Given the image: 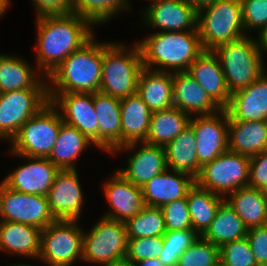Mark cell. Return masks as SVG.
Here are the masks:
<instances>
[{"label": "cell", "instance_id": "cell-1", "mask_svg": "<svg viewBox=\"0 0 267 266\" xmlns=\"http://www.w3.org/2000/svg\"><path fill=\"white\" fill-rule=\"evenodd\" d=\"M36 67L47 77L66 57L80 49L94 35L93 25L77 14L36 18ZM42 70V71H41Z\"/></svg>", "mask_w": 267, "mask_h": 266}, {"label": "cell", "instance_id": "cell-2", "mask_svg": "<svg viewBox=\"0 0 267 266\" xmlns=\"http://www.w3.org/2000/svg\"><path fill=\"white\" fill-rule=\"evenodd\" d=\"M143 66L161 72H186L204 51L198 31H166L139 41ZM153 66V67H152ZM160 66V67H159Z\"/></svg>", "mask_w": 267, "mask_h": 266}, {"label": "cell", "instance_id": "cell-3", "mask_svg": "<svg viewBox=\"0 0 267 266\" xmlns=\"http://www.w3.org/2000/svg\"><path fill=\"white\" fill-rule=\"evenodd\" d=\"M94 36L71 53L48 76V93H95L102 78L103 42Z\"/></svg>", "mask_w": 267, "mask_h": 266}, {"label": "cell", "instance_id": "cell-4", "mask_svg": "<svg viewBox=\"0 0 267 266\" xmlns=\"http://www.w3.org/2000/svg\"><path fill=\"white\" fill-rule=\"evenodd\" d=\"M132 47L103 43L100 92L119 99L137 93L138 78L144 66L140 46L137 43Z\"/></svg>", "mask_w": 267, "mask_h": 266}, {"label": "cell", "instance_id": "cell-5", "mask_svg": "<svg viewBox=\"0 0 267 266\" xmlns=\"http://www.w3.org/2000/svg\"><path fill=\"white\" fill-rule=\"evenodd\" d=\"M213 52L221 62L230 94L246 88L265 72L264 53L250 35L221 44Z\"/></svg>", "mask_w": 267, "mask_h": 266}, {"label": "cell", "instance_id": "cell-6", "mask_svg": "<svg viewBox=\"0 0 267 266\" xmlns=\"http://www.w3.org/2000/svg\"><path fill=\"white\" fill-rule=\"evenodd\" d=\"M197 29L204 51L246 36L240 0H216L198 9Z\"/></svg>", "mask_w": 267, "mask_h": 266}, {"label": "cell", "instance_id": "cell-7", "mask_svg": "<svg viewBox=\"0 0 267 266\" xmlns=\"http://www.w3.org/2000/svg\"><path fill=\"white\" fill-rule=\"evenodd\" d=\"M63 120L51 102L23 124L10 142L12 154L47 158L55 145Z\"/></svg>", "mask_w": 267, "mask_h": 266}, {"label": "cell", "instance_id": "cell-8", "mask_svg": "<svg viewBox=\"0 0 267 266\" xmlns=\"http://www.w3.org/2000/svg\"><path fill=\"white\" fill-rule=\"evenodd\" d=\"M249 173L250 157L227 150L205 164L195 181L199 187L227 198L248 186Z\"/></svg>", "mask_w": 267, "mask_h": 266}, {"label": "cell", "instance_id": "cell-9", "mask_svg": "<svg viewBox=\"0 0 267 266\" xmlns=\"http://www.w3.org/2000/svg\"><path fill=\"white\" fill-rule=\"evenodd\" d=\"M127 245L126 224L102 217L83 233L82 260L104 266L125 259Z\"/></svg>", "mask_w": 267, "mask_h": 266}, {"label": "cell", "instance_id": "cell-10", "mask_svg": "<svg viewBox=\"0 0 267 266\" xmlns=\"http://www.w3.org/2000/svg\"><path fill=\"white\" fill-rule=\"evenodd\" d=\"M83 233L78 220L54 221L41 230L38 258L49 266H71L82 259Z\"/></svg>", "mask_w": 267, "mask_h": 266}, {"label": "cell", "instance_id": "cell-11", "mask_svg": "<svg viewBox=\"0 0 267 266\" xmlns=\"http://www.w3.org/2000/svg\"><path fill=\"white\" fill-rule=\"evenodd\" d=\"M49 102L48 89L0 93V139L11 141L20 127Z\"/></svg>", "mask_w": 267, "mask_h": 266}, {"label": "cell", "instance_id": "cell-12", "mask_svg": "<svg viewBox=\"0 0 267 266\" xmlns=\"http://www.w3.org/2000/svg\"><path fill=\"white\" fill-rule=\"evenodd\" d=\"M0 221L24 223L40 229L56 221L47 196L20 193L0 183Z\"/></svg>", "mask_w": 267, "mask_h": 266}, {"label": "cell", "instance_id": "cell-13", "mask_svg": "<svg viewBox=\"0 0 267 266\" xmlns=\"http://www.w3.org/2000/svg\"><path fill=\"white\" fill-rule=\"evenodd\" d=\"M190 118L196 137L199 165L203 167L228 150L229 115L226 109L209 115Z\"/></svg>", "mask_w": 267, "mask_h": 266}, {"label": "cell", "instance_id": "cell-14", "mask_svg": "<svg viewBox=\"0 0 267 266\" xmlns=\"http://www.w3.org/2000/svg\"><path fill=\"white\" fill-rule=\"evenodd\" d=\"M48 95L50 102L61 109L63 122L77 128L98 147L99 121L94 109L93 93L66 92Z\"/></svg>", "mask_w": 267, "mask_h": 266}, {"label": "cell", "instance_id": "cell-15", "mask_svg": "<svg viewBox=\"0 0 267 266\" xmlns=\"http://www.w3.org/2000/svg\"><path fill=\"white\" fill-rule=\"evenodd\" d=\"M142 12L145 25L159 32L198 31V10L187 0H154Z\"/></svg>", "mask_w": 267, "mask_h": 266}, {"label": "cell", "instance_id": "cell-16", "mask_svg": "<svg viewBox=\"0 0 267 266\" xmlns=\"http://www.w3.org/2000/svg\"><path fill=\"white\" fill-rule=\"evenodd\" d=\"M138 144L140 142L120 146L112 154L121 150H133V155L128 156L127 167L118 172L134 185L142 188L153 177L167 169L166 151L163 146L150 145L145 142H141L140 149H137Z\"/></svg>", "mask_w": 267, "mask_h": 266}, {"label": "cell", "instance_id": "cell-17", "mask_svg": "<svg viewBox=\"0 0 267 266\" xmlns=\"http://www.w3.org/2000/svg\"><path fill=\"white\" fill-rule=\"evenodd\" d=\"M77 169L59 170L47 195L56 220H78L83 206V192Z\"/></svg>", "mask_w": 267, "mask_h": 266}, {"label": "cell", "instance_id": "cell-18", "mask_svg": "<svg viewBox=\"0 0 267 266\" xmlns=\"http://www.w3.org/2000/svg\"><path fill=\"white\" fill-rule=\"evenodd\" d=\"M22 157L30 160L28 164L18 166L2 182L20 193L47 196L59 169L48 158Z\"/></svg>", "mask_w": 267, "mask_h": 266}, {"label": "cell", "instance_id": "cell-19", "mask_svg": "<svg viewBox=\"0 0 267 266\" xmlns=\"http://www.w3.org/2000/svg\"><path fill=\"white\" fill-rule=\"evenodd\" d=\"M103 186L111 208L103 217L126 223L145 207L142 188L118 171Z\"/></svg>", "mask_w": 267, "mask_h": 266}, {"label": "cell", "instance_id": "cell-20", "mask_svg": "<svg viewBox=\"0 0 267 266\" xmlns=\"http://www.w3.org/2000/svg\"><path fill=\"white\" fill-rule=\"evenodd\" d=\"M267 72L246 88L231 94L225 108L229 121H267Z\"/></svg>", "mask_w": 267, "mask_h": 266}, {"label": "cell", "instance_id": "cell-21", "mask_svg": "<svg viewBox=\"0 0 267 266\" xmlns=\"http://www.w3.org/2000/svg\"><path fill=\"white\" fill-rule=\"evenodd\" d=\"M208 96L221 108L230 102L221 62L213 51H203L187 70Z\"/></svg>", "mask_w": 267, "mask_h": 266}, {"label": "cell", "instance_id": "cell-22", "mask_svg": "<svg viewBox=\"0 0 267 266\" xmlns=\"http://www.w3.org/2000/svg\"><path fill=\"white\" fill-rule=\"evenodd\" d=\"M172 172L170 174L167 168L142 187L145 206L161 208L167 203L187 197L188 191L196 183L195 178L183 172Z\"/></svg>", "mask_w": 267, "mask_h": 266}, {"label": "cell", "instance_id": "cell-23", "mask_svg": "<svg viewBox=\"0 0 267 266\" xmlns=\"http://www.w3.org/2000/svg\"><path fill=\"white\" fill-rule=\"evenodd\" d=\"M93 104L99 121L98 148L112 154L121 146L120 99L97 91Z\"/></svg>", "mask_w": 267, "mask_h": 266}, {"label": "cell", "instance_id": "cell-24", "mask_svg": "<svg viewBox=\"0 0 267 266\" xmlns=\"http://www.w3.org/2000/svg\"><path fill=\"white\" fill-rule=\"evenodd\" d=\"M173 107L190 116L209 115L221 109L187 71L173 73Z\"/></svg>", "mask_w": 267, "mask_h": 266}, {"label": "cell", "instance_id": "cell-25", "mask_svg": "<svg viewBox=\"0 0 267 266\" xmlns=\"http://www.w3.org/2000/svg\"><path fill=\"white\" fill-rule=\"evenodd\" d=\"M18 56L0 53V93L21 89H48L47 78ZM45 78V79H44ZM39 79V80H38ZM44 80V81H42Z\"/></svg>", "mask_w": 267, "mask_h": 266}, {"label": "cell", "instance_id": "cell-26", "mask_svg": "<svg viewBox=\"0 0 267 266\" xmlns=\"http://www.w3.org/2000/svg\"><path fill=\"white\" fill-rule=\"evenodd\" d=\"M137 94L152 112L173 107V73L143 67L138 78Z\"/></svg>", "mask_w": 267, "mask_h": 266}, {"label": "cell", "instance_id": "cell-27", "mask_svg": "<svg viewBox=\"0 0 267 266\" xmlns=\"http://www.w3.org/2000/svg\"><path fill=\"white\" fill-rule=\"evenodd\" d=\"M41 230L24 223L0 221V250L38 260Z\"/></svg>", "mask_w": 267, "mask_h": 266}, {"label": "cell", "instance_id": "cell-28", "mask_svg": "<svg viewBox=\"0 0 267 266\" xmlns=\"http://www.w3.org/2000/svg\"><path fill=\"white\" fill-rule=\"evenodd\" d=\"M121 146L144 142L148 135L152 111L136 93L120 99Z\"/></svg>", "mask_w": 267, "mask_h": 266}, {"label": "cell", "instance_id": "cell-29", "mask_svg": "<svg viewBox=\"0 0 267 266\" xmlns=\"http://www.w3.org/2000/svg\"><path fill=\"white\" fill-rule=\"evenodd\" d=\"M228 150L248 157L267 150V121H229Z\"/></svg>", "mask_w": 267, "mask_h": 266}, {"label": "cell", "instance_id": "cell-30", "mask_svg": "<svg viewBox=\"0 0 267 266\" xmlns=\"http://www.w3.org/2000/svg\"><path fill=\"white\" fill-rule=\"evenodd\" d=\"M196 146L195 132L189 125L165 146L168 170L183 172L196 179L202 168Z\"/></svg>", "mask_w": 267, "mask_h": 266}, {"label": "cell", "instance_id": "cell-31", "mask_svg": "<svg viewBox=\"0 0 267 266\" xmlns=\"http://www.w3.org/2000/svg\"><path fill=\"white\" fill-rule=\"evenodd\" d=\"M226 202L234 209L245 226L253 227L267 225V192L252 187H244L230 193Z\"/></svg>", "mask_w": 267, "mask_h": 266}, {"label": "cell", "instance_id": "cell-32", "mask_svg": "<svg viewBox=\"0 0 267 266\" xmlns=\"http://www.w3.org/2000/svg\"><path fill=\"white\" fill-rule=\"evenodd\" d=\"M93 144L77 128L62 122L60 131L49 156L47 157L59 170H75V162L83 150Z\"/></svg>", "mask_w": 267, "mask_h": 266}, {"label": "cell", "instance_id": "cell-33", "mask_svg": "<svg viewBox=\"0 0 267 266\" xmlns=\"http://www.w3.org/2000/svg\"><path fill=\"white\" fill-rule=\"evenodd\" d=\"M190 118L189 114L176 107L152 112L144 142L165 147L189 126Z\"/></svg>", "mask_w": 267, "mask_h": 266}, {"label": "cell", "instance_id": "cell-34", "mask_svg": "<svg viewBox=\"0 0 267 266\" xmlns=\"http://www.w3.org/2000/svg\"><path fill=\"white\" fill-rule=\"evenodd\" d=\"M247 231L248 228L243 223V220L238 217L234 209L224 200L202 237L208 242L221 247L226 243L245 238Z\"/></svg>", "mask_w": 267, "mask_h": 266}, {"label": "cell", "instance_id": "cell-35", "mask_svg": "<svg viewBox=\"0 0 267 266\" xmlns=\"http://www.w3.org/2000/svg\"><path fill=\"white\" fill-rule=\"evenodd\" d=\"M187 202L193 230L202 236L213 221L224 197L199 187L196 183L188 191Z\"/></svg>", "mask_w": 267, "mask_h": 266}, {"label": "cell", "instance_id": "cell-36", "mask_svg": "<svg viewBox=\"0 0 267 266\" xmlns=\"http://www.w3.org/2000/svg\"><path fill=\"white\" fill-rule=\"evenodd\" d=\"M129 0H72L73 13L92 25L104 24L119 12L132 10Z\"/></svg>", "mask_w": 267, "mask_h": 266}, {"label": "cell", "instance_id": "cell-37", "mask_svg": "<svg viewBox=\"0 0 267 266\" xmlns=\"http://www.w3.org/2000/svg\"><path fill=\"white\" fill-rule=\"evenodd\" d=\"M125 224L128 238L156 237L166 233L164 216L159 207L145 206Z\"/></svg>", "mask_w": 267, "mask_h": 266}, {"label": "cell", "instance_id": "cell-38", "mask_svg": "<svg viewBox=\"0 0 267 266\" xmlns=\"http://www.w3.org/2000/svg\"><path fill=\"white\" fill-rule=\"evenodd\" d=\"M219 262V247L198 236L179 256L176 266H217Z\"/></svg>", "mask_w": 267, "mask_h": 266}, {"label": "cell", "instance_id": "cell-39", "mask_svg": "<svg viewBox=\"0 0 267 266\" xmlns=\"http://www.w3.org/2000/svg\"><path fill=\"white\" fill-rule=\"evenodd\" d=\"M193 230L166 231L163 249L158 260L165 266H176L179 256L198 238Z\"/></svg>", "mask_w": 267, "mask_h": 266}, {"label": "cell", "instance_id": "cell-40", "mask_svg": "<svg viewBox=\"0 0 267 266\" xmlns=\"http://www.w3.org/2000/svg\"><path fill=\"white\" fill-rule=\"evenodd\" d=\"M219 255L225 266H258L246 237L222 245Z\"/></svg>", "mask_w": 267, "mask_h": 266}, {"label": "cell", "instance_id": "cell-41", "mask_svg": "<svg viewBox=\"0 0 267 266\" xmlns=\"http://www.w3.org/2000/svg\"><path fill=\"white\" fill-rule=\"evenodd\" d=\"M163 236L128 238L126 259L137 263L159 257L163 249Z\"/></svg>", "mask_w": 267, "mask_h": 266}, {"label": "cell", "instance_id": "cell-42", "mask_svg": "<svg viewBox=\"0 0 267 266\" xmlns=\"http://www.w3.org/2000/svg\"><path fill=\"white\" fill-rule=\"evenodd\" d=\"M161 210L164 216L166 231L193 229L186 198L167 203L161 207Z\"/></svg>", "mask_w": 267, "mask_h": 266}, {"label": "cell", "instance_id": "cell-43", "mask_svg": "<svg viewBox=\"0 0 267 266\" xmlns=\"http://www.w3.org/2000/svg\"><path fill=\"white\" fill-rule=\"evenodd\" d=\"M244 31L260 32L267 25V0H240Z\"/></svg>", "mask_w": 267, "mask_h": 266}, {"label": "cell", "instance_id": "cell-44", "mask_svg": "<svg viewBox=\"0 0 267 266\" xmlns=\"http://www.w3.org/2000/svg\"><path fill=\"white\" fill-rule=\"evenodd\" d=\"M246 238L257 265L267 266V225L248 229Z\"/></svg>", "mask_w": 267, "mask_h": 266}, {"label": "cell", "instance_id": "cell-45", "mask_svg": "<svg viewBox=\"0 0 267 266\" xmlns=\"http://www.w3.org/2000/svg\"><path fill=\"white\" fill-rule=\"evenodd\" d=\"M248 186L267 192V150L250 157Z\"/></svg>", "mask_w": 267, "mask_h": 266}, {"label": "cell", "instance_id": "cell-46", "mask_svg": "<svg viewBox=\"0 0 267 266\" xmlns=\"http://www.w3.org/2000/svg\"><path fill=\"white\" fill-rule=\"evenodd\" d=\"M36 16L69 15L73 13L72 0H32Z\"/></svg>", "mask_w": 267, "mask_h": 266}, {"label": "cell", "instance_id": "cell-47", "mask_svg": "<svg viewBox=\"0 0 267 266\" xmlns=\"http://www.w3.org/2000/svg\"><path fill=\"white\" fill-rule=\"evenodd\" d=\"M258 39L256 40L258 49L260 52H267V25L258 33Z\"/></svg>", "mask_w": 267, "mask_h": 266}, {"label": "cell", "instance_id": "cell-48", "mask_svg": "<svg viewBox=\"0 0 267 266\" xmlns=\"http://www.w3.org/2000/svg\"><path fill=\"white\" fill-rule=\"evenodd\" d=\"M136 266H165V265H163L156 257V258L147 259V260L137 262Z\"/></svg>", "mask_w": 267, "mask_h": 266}, {"label": "cell", "instance_id": "cell-49", "mask_svg": "<svg viewBox=\"0 0 267 266\" xmlns=\"http://www.w3.org/2000/svg\"><path fill=\"white\" fill-rule=\"evenodd\" d=\"M187 1L198 10L202 8L203 6H206L208 4L215 2L216 0H187Z\"/></svg>", "mask_w": 267, "mask_h": 266}, {"label": "cell", "instance_id": "cell-50", "mask_svg": "<svg viewBox=\"0 0 267 266\" xmlns=\"http://www.w3.org/2000/svg\"><path fill=\"white\" fill-rule=\"evenodd\" d=\"M104 266H136V263H133L132 261H129L125 258L116 262H112L110 264H106Z\"/></svg>", "mask_w": 267, "mask_h": 266}, {"label": "cell", "instance_id": "cell-51", "mask_svg": "<svg viewBox=\"0 0 267 266\" xmlns=\"http://www.w3.org/2000/svg\"><path fill=\"white\" fill-rule=\"evenodd\" d=\"M9 5H10V0H0V18L8 9Z\"/></svg>", "mask_w": 267, "mask_h": 266}, {"label": "cell", "instance_id": "cell-52", "mask_svg": "<svg viewBox=\"0 0 267 266\" xmlns=\"http://www.w3.org/2000/svg\"><path fill=\"white\" fill-rule=\"evenodd\" d=\"M10 266H32V265H29V264H21V263H16L15 265L14 264H11ZM34 266V265H33Z\"/></svg>", "mask_w": 267, "mask_h": 266}, {"label": "cell", "instance_id": "cell-53", "mask_svg": "<svg viewBox=\"0 0 267 266\" xmlns=\"http://www.w3.org/2000/svg\"><path fill=\"white\" fill-rule=\"evenodd\" d=\"M217 266H225V265L219 262Z\"/></svg>", "mask_w": 267, "mask_h": 266}]
</instances>
